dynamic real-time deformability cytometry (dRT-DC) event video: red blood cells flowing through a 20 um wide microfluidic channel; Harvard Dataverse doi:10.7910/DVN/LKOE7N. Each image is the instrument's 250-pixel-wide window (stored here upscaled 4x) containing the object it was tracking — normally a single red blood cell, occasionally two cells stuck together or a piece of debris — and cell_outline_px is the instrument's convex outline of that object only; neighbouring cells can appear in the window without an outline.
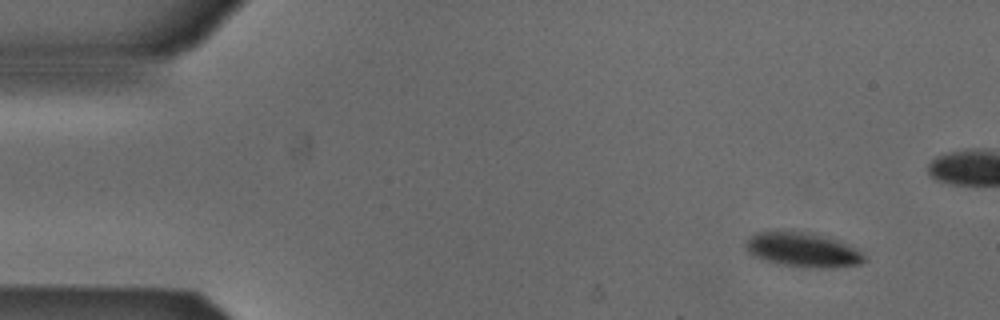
{"species": "Egyptian fruit bat (a non-hibernating species)", "species_latin": "Rousettus aegyptiacus", "temperature_condition": "cold", "stored_images_in_passage": 9, "camera_frame_rate_fps": 3000, "um_per_image_px": 0.085, "animal": {"sex": "male"}, "frame": {"image": 1, "passage_image": 1, "time_ms": 0.0, "image_size_px": [1000, 320], "cell_outline_px": [[868, 260], [860, 264], [836, 268], [800, 268], [780, 264], [764, 260], [752, 256], [748, 252], [744, 244], [756, 232], [812, 232], [836, 240], [856, 248]], "centroid_in_image_um": [68.26, 21.27], "position_along_channel_um": 16.7, "area_um2": 23.87}}
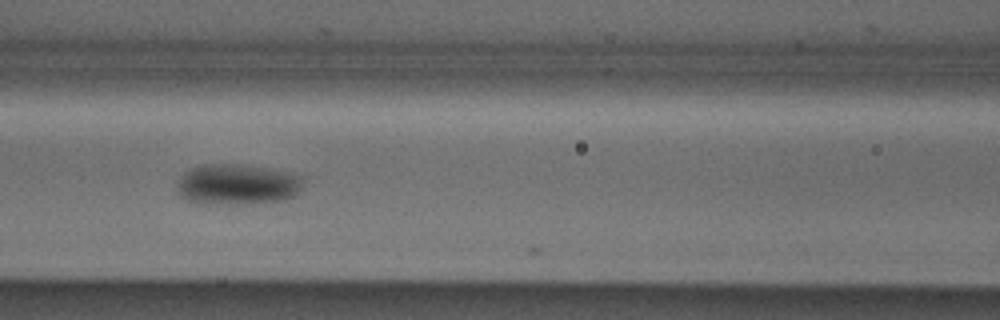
{"frame": {"image": 2, "passage_image": 6, "time_ms": 1.667, "image_size_px": [1000, 320], "cell_outline_px": [[304, 180], [300, 188], [292, 196], [284, 200], [236, 204], [208, 204], [188, 200], [180, 196], [180, 176], [184, 172], [192, 168], [204, 164], [240, 164], [264, 168], [284, 172], [300, 176]], "centroid_in_image_um": [20.15, 15.67], "position_along_channel_um": 146.4, "area_um2": 29.3}}
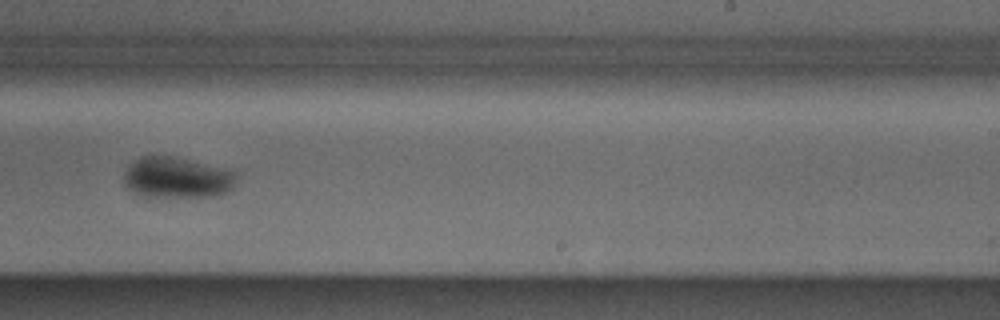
{"frame": {"image": 3, "passage_image": 9, "time_ms": 2.667, "image_size_px": [1000, 320], "cell_outline_px": [[240, 172], [236, 184], [228, 192], [212, 196], [144, 196], [132, 192], [124, 184], [124, 172], [128, 164], [140, 156], [172, 156]], "centroid_in_image_um": [15.06, 15.09], "position_along_channel_um": 273.9, "area_um2": 27.05}}